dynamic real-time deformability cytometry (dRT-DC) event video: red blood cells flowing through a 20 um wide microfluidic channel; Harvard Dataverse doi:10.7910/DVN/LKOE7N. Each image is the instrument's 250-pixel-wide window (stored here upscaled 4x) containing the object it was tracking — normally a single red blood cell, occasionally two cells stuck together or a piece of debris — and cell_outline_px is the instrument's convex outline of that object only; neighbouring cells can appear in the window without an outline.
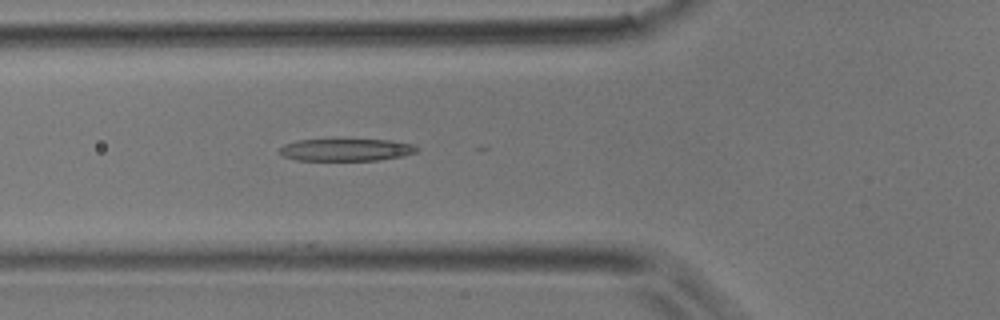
{"species": "common noctule bat (a hibernating species)", "species_latin": "Nyctalus noctula", "temperature_condition": "room temperature", "stored_images_in_passage": 13, "camera_frame_rate_fps": 3000, "um_per_image_px": 0.085, "animal": {"sex": "male", "body_mass_g": 17.9}, "frame": {"image": 1, "passage_image": 4, "time_ms": 1.0, "image_size_px": [1000, 320], "cell_outline_px": [[420, 148], [416, 152], [400, 156], [380, 160], [296, 160], [284, 156], [280, 152], [280, 148], [284, 144], [296, 140], [392, 140], [416, 144]], "centroid_in_image_um": [29.46, 12.73], "position_along_channel_um": 96.3, "area_um2": 17.74}}
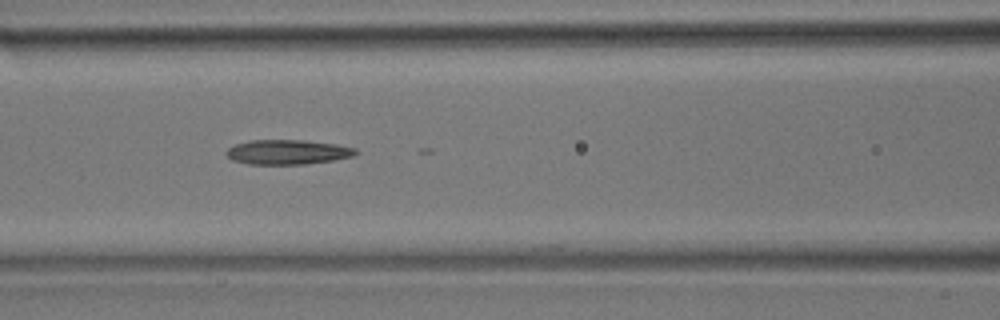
{"frame": {"image": 2, "passage_image": 7, "time_ms": 2.0, "image_size_px": [1000, 320], "cell_outline_px": [[356, 152], [352, 156], [332, 160], [304, 164], [248, 164], [232, 160], [224, 152], [228, 148], [236, 144], [248, 140], [304, 140], [336, 144], [356, 148]], "centroid_in_image_um": [24.4, 12.92], "position_along_channel_um": 142.2, "area_um2": 18.5}}